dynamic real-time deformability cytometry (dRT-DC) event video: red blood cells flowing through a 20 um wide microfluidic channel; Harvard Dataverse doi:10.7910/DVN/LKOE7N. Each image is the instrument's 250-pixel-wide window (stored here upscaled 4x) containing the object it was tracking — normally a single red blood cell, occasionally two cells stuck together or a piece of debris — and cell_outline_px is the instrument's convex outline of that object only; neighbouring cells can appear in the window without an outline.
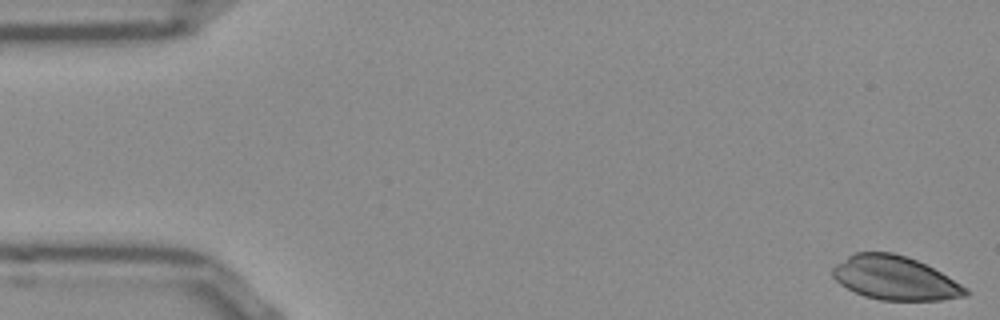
{"species": "Egyptian fruit bat (a non-hibernating species)", "species_latin": "Rousettus aegyptiacus", "temperature_condition": "room temperature", "stored_images_in_passage": 52, "camera_frame_rate_fps": 3000, "um_per_image_px": 0.085, "frame": {"image": 1, "passage_image": 1, "time_ms": 0.0, "image_size_px": [1000, 320], "cell_outline_px": [[968, 296], [940, 300], [880, 300], [864, 296], [840, 284], [832, 276], [832, 268], [836, 264], [848, 256], [856, 252], [892, 252], [908, 256], [940, 272], [968, 288]], "centroid_in_image_um": [76.07, 23.63], "position_along_channel_um": 8.9, "area_um2": 33.76}}
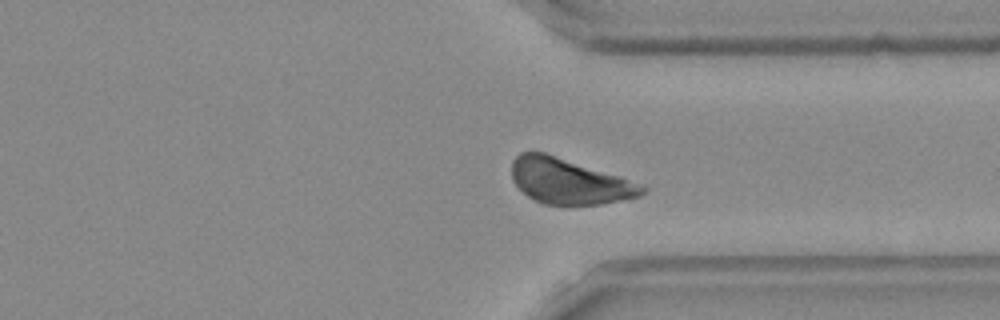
{"frame": {"image": 2, "passage_image": 39, "time_ms": 12.667, "image_size_px": [1000, 320], "cell_outline_px": [[648, 192], [640, 196], [600, 204], [544, 204], [528, 196], [512, 180], [512, 160], [520, 152], [544, 152], [620, 176], [648, 188]], "centroid_in_image_um": [48.38, 15.4], "position_along_channel_um": 363.0, "area_um2": 34.16}}
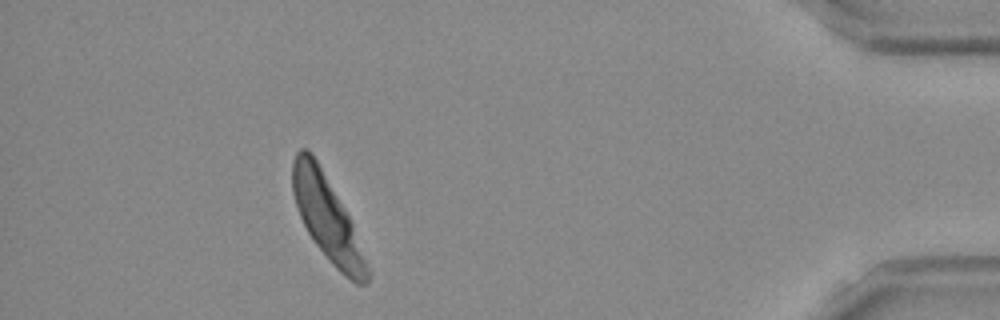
{"frame": {"image": 3, "passage_image": 47, "time_ms": 15.333, "image_size_px": [1000, 320], "cell_outline_px": [[368, 284], [356, 284], [344, 276], [332, 264], [316, 244], [308, 232], [300, 216], [292, 192], [292, 160], [296, 152], [300, 148], [308, 148], [312, 152], [344, 208], [352, 224], [368, 264]], "centroid_in_image_um": [27.79, 18.52], "position_along_channel_um": 407.4, "area_um2": 36.13}}